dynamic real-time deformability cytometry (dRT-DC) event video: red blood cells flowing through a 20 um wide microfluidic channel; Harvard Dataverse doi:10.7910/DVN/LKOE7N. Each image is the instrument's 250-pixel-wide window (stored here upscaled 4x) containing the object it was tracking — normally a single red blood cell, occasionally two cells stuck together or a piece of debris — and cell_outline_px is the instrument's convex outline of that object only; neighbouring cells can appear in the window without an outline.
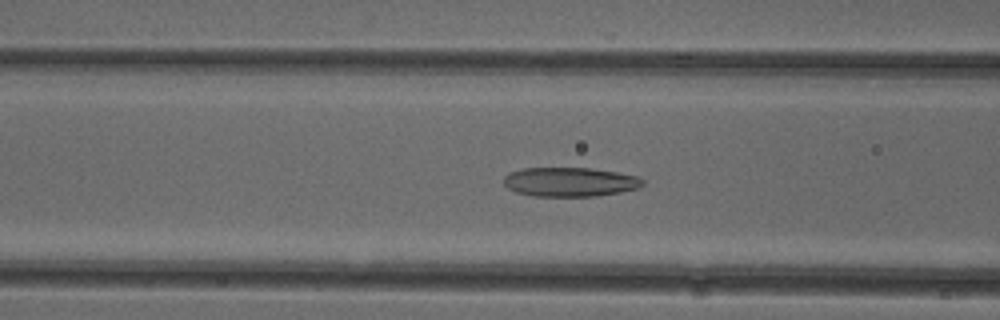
{"species": "common noctule bat (a hibernating species)", "species_latin": "Nyctalus noctula", "temperature_condition": "cold", "stored_images_in_passage": 52, "camera_frame_rate_fps": 3000, "um_per_image_px": 0.085, "animal": {"sex": "female"}, "frame": {"image": 1, "passage_image": 20, "time_ms": 6.333, "image_size_px": [1000, 320], "cell_outline_px": [[644, 184], [640, 188], [620, 192], [596, 196], [532, 196], [516, 192], [508, 188], [504, 184], [504, 176], [508, 172], [524, 168], [592, 168], [640, 176], [644, 180]], "centroid_in_image_um": [48.46, 15.46], "position_along_channel_um": 118.1, "area_um2": 23.87}}
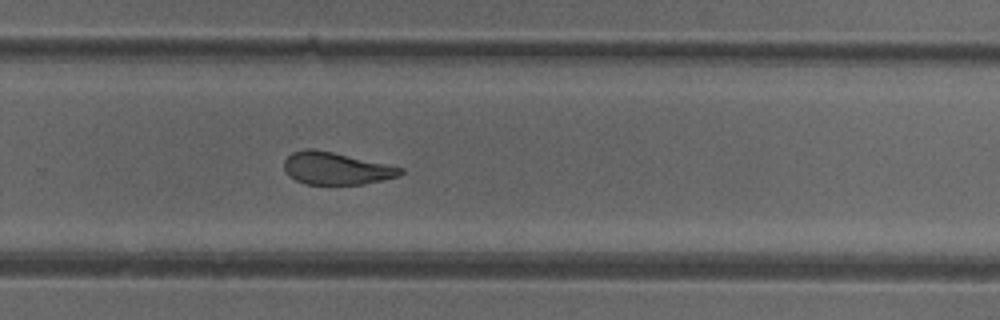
{"frame": {"image": 2, "passage_image": 34, "time_ms": 11.0, "image_size_px": [1000, 320], "cell_outline_px": [[404, 172], [400, 176], [364, 184], [304, 184], [288, 176], [284, 168], [284, 160], [292, 152], [304, 148], [312, 148], [332, 152], [404, 168]], "centroid_in_image_um": [28.55, 14.31], "position_along_channel_um": 301.3, "area_um2": 21.91}}
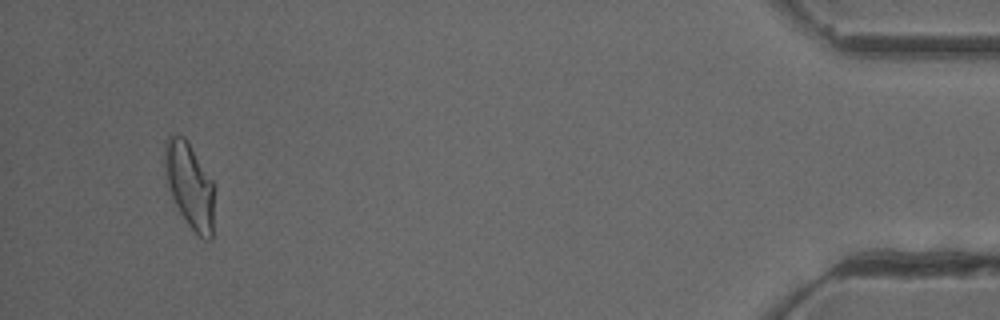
{"frame": {"image": 3, "passage_image": 49, "time_ms": 16.0, "image_size_px": [1000, 320], "cell_outline_px": [[212, 240], [204, 240], [188, 224], [172, 200], [164, 176], [164, 144], [168, 136], [184, 136], [212, 180]], "centroid_in_image_um": [16.06, 15.74], "position_along_channel_um": 419.1, "area_um2": 24.33}, "authors_computed_cell_mechanics": {"area_um2": 24.0448, "velocity_mm_per_s": 3.9233, "shape_relaxation_time_tau1_ms": 7.7141, "shape_relaxation_time_tau2_ms": 1.5461, "deformation_change_tau1": 0.193, "deformation_change_tau2": 0.0892}}